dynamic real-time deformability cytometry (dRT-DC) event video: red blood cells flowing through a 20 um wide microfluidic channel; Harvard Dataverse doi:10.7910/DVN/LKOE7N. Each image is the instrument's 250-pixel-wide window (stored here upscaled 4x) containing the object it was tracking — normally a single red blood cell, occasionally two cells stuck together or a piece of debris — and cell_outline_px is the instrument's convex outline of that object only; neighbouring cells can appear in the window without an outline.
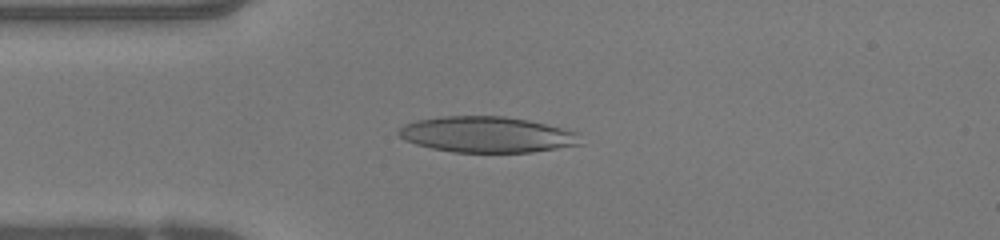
{"species": "human", "species_latin": "Homo sapiens", "temperature_condition": "warm", "stored_images_in_passage": 38, "camera_frame_rate_fps": 3000, "um_per_image_px": 0.085, "donor": {"sex": "female"}, "frame": {"image": 1, "passage_image": 2, "time_ms": 0.333, "image_size_px": [1000, 240], "cell_outline_px": [[580, 144], [532, 152], [452, 152], [432, 148], [416, 144], [404, 140], [396, 132], [404, 124], [416, 120], [440, 116], [504, 116], [544, 124], [576, 132]], "centroid_in_image_um": [41.29, 11.43], "position_along_channel_um": 43.7, "area_um2": 37.57}}
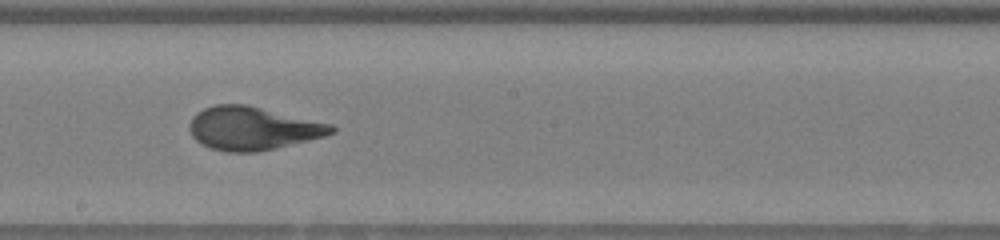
{"frame": {"image": 2, "passage_image": 16, "time_ms": 5.0, "image_size_px": [1000, 240], "cell_outline_px": [[336, 132], [324, 136], [276, 148], [256, 152], [228, 152], [212, 148], [196, 140], [192, 136], [188, 128], [188, 124], [192, 116], [196, 112], [204, 108], [216, 104], [248, 104], [332, 124], [336, 128]], "centroid_in_image_um": [21.47, 10.89], "position_along_channel_um": 226.7, "area_um2": 35.89}}
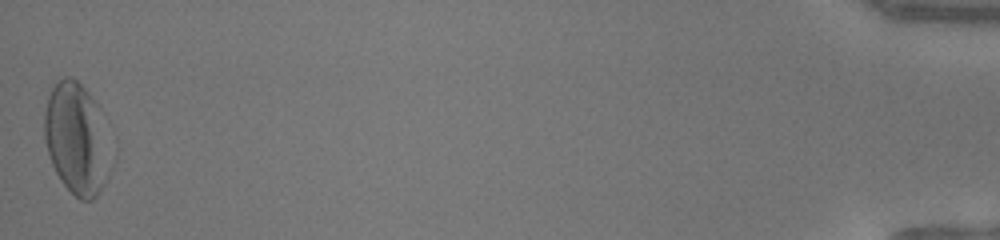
{"frame": {"image": 3, "passage_image": 38, "time_ms": 12.333, "image_size_px": [1000, 240], "cell_outline_px": [[108, 176], [104, 184], [96, 196], [92, 200], [80, 200], [60, 180], [52, 164], [44, 140], [44, 112], [48, 96], [52, 88], [64, 76], [72, 76], [100, 104], [108, 172]], "centroid_in_image_um": [6.45, 11.76], "position_along_channel_um": 428.8, "area_um2": 42.08}, "authors_computed_cell_mechanics": {"area_um2": 35.4603, "velocity_mm_per_s": 4.2043, "shape_relaxation_time_tau1_ms": 5.7059, "shape_relaxation_time_tau2_ms": 0.8523, "deformation_change_tau1": 0.2595, "deformation_change_tau2": 0.0874}}